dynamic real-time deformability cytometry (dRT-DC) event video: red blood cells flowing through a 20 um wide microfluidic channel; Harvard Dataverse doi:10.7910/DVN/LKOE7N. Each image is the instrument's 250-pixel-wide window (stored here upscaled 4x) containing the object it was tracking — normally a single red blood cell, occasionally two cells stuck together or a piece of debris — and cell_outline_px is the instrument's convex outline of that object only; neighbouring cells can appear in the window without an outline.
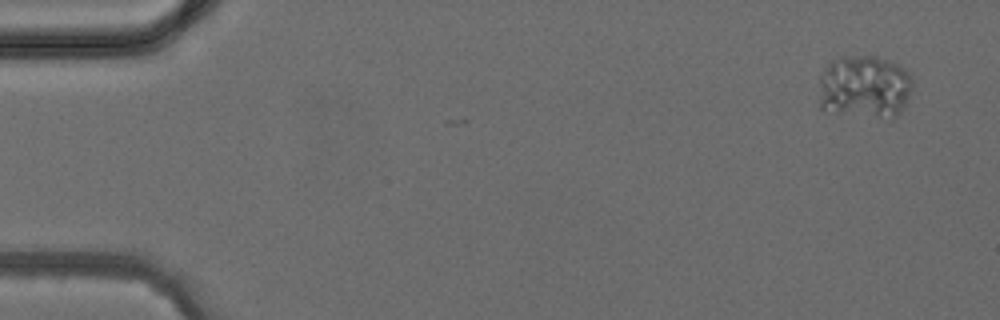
{"species": "common noctule bat (a hibernating species)", "species_latin": "Nyctalus noctula", "temperature_condition": "cold", "stored_images_in_passage": 3, "camera_frame_rate_fps": 3000, "um_per_image_px": 0.085, "animal": {"sex": "female", "body_mass_g": 24.6, "forearm_length_mm": 56.2}, "frame": {"image": 1, "passage_image": 1, "time_ms": 0.0, "image_size_px": [1000, 320], "cell_outline_px": [[912, 84], [908, 96], [900, 112], [892, 120], [820, 108], [820, 76], [828, 64], [832, 60], [840, 56], [876, 56], [896, 64], [904, 68], [912, 76]], "centroid_in_image_um": [73.51, 7.36], "position_along_channel_um": 11.5, "area_um2": 34.22}}
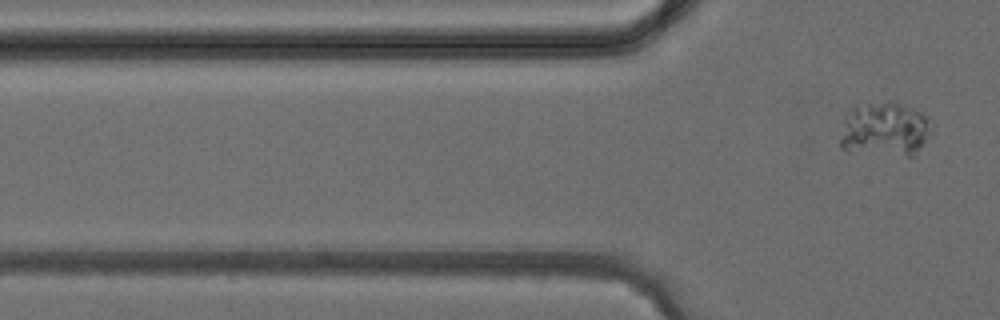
{"frame": {"image": 2, "passage_image": 3, "time_ms": 3.333, "image_size_px": [1000, 320], "cell_outline_px": [[932, 132], [920, 148], [912, 156], [908, 156], [840, 148], [840, 140], [844, 120], [852, 108], [856, 104], [864, 100], [888, 100], [924, 112], [932, 120]], "centroid_in_image_um": [75.25, 10.9], "position_along_channel_um": 50.5, "area_um2": 29.19}}